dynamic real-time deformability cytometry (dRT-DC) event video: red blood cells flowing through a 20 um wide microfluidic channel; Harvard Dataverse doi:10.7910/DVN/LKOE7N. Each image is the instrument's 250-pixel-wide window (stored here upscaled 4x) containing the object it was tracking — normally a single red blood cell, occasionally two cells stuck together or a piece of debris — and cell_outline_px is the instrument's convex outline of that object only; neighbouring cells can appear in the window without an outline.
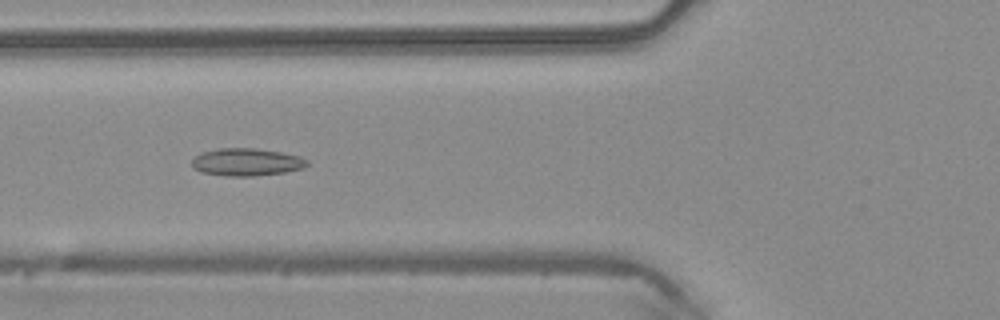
{"species": "common noctule bat (a hibernating species)", "species_latin": "Nyctalus noctula", "temperature_condition": "warm", "stored_images_in_passage": 41, "camera_frame_rate_fps": 3000, "um_per_image_px": 0.085, "animal": {"sex": "male", "body_mass_g": 20.4}, "frame": {"image": 1, "passage_image": 10, "time_ms": 3.0, "image_size_px": [1000, 320], "cell_outline_px": [[308, 164], [304, 168], [288, 172], [252, 176], [228, 176], [200, 172], [192, 168], [192, 160], [200, 152], [220, 148], [256, 148], [280, 152], [300, 156], [308, 160]], "centroid_in_image_um": [20.96, 13.78], "position_along_channel_um": 104.8, "area_um2": 18.67}}
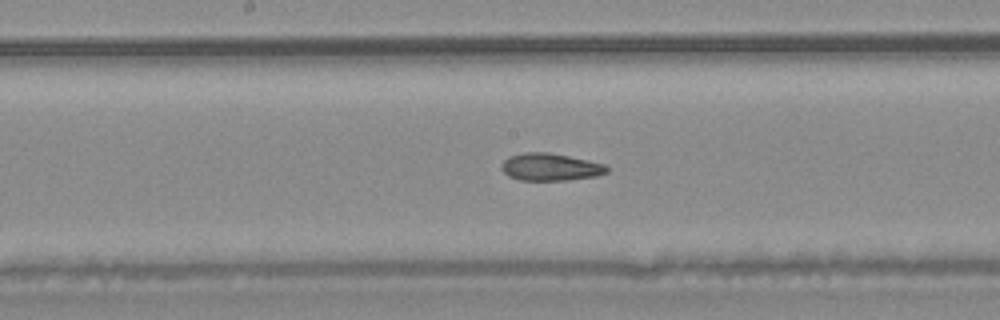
{"frame": {"image": 2, "passage_image": 17, "time_ms": 5.333, "image_size_px": [1000, 320], "cell_outline_px": [[608, 172], [596, 176], [568, 180], [520, 180], [508, 176], [504, 172], [500, 164], [508, 156], [524, 152], [548, 152], [588, 160], [604, 164], [608, 168]], "centroid_in_image_um": [46.76, 14.19], "position_along_channel_um": 201.4, "area_um2": 16.82}}
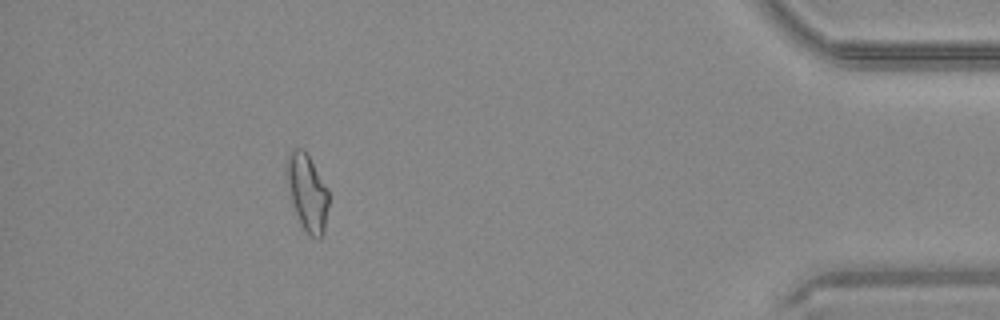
{"frame": {"image": 3, "passage_image": 36, "time_ms": 11.667, "image_size_px": [1000, 320], "cell_outline_px": [[328, 204], [324, 232], [320, 240], [312, 236], [300, 224], [292, 204], [284, 180], [284, 172], [288, 152], [292, 148], [304, 148], [328, 188]], "centroid_in_image_um": [26.06, 16.3], "position_along_channel_um": 409.1, "area_um2": 19.31}, "authors_computed_cell_mechanics": {"area_um2": 17.5134, "velocity_mm_per_s": 4.1199, "shape_relaxation_time_tau1_ms": null, "shape_relaxation_time_tau2_ms": 2.2051, "deformation_change_tau1": null, "deformation_change_tau2": 0.0903}}